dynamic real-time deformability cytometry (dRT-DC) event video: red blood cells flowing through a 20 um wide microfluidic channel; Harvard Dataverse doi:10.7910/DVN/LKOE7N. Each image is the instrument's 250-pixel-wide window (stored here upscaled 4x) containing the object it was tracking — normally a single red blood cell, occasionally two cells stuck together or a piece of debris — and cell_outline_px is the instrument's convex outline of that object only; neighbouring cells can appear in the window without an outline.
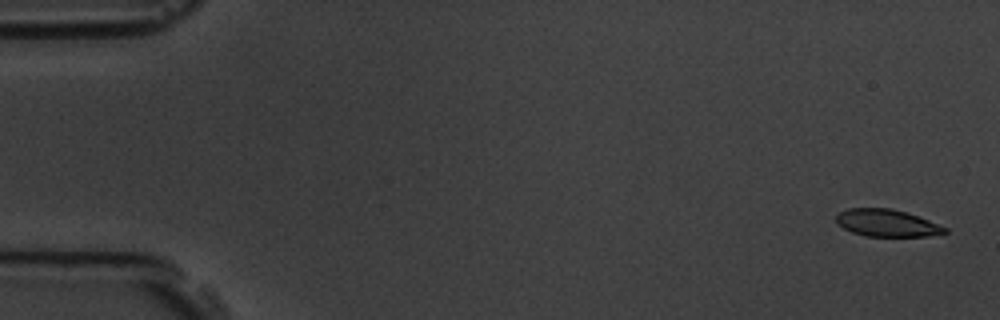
{"species": "common noctule bat (a hibernating species)", "species_latin": "Nyctalus noctula", "temperature_condition": "room temperature", "stored_images_in_passage": 5, "camera_frame_rate_fps": 3000, "um_per_image_px": 0.085, "animal": {"sex": "male", "body_mass_g": 19.5, "forearm_length_mm": 54.6}, "frame": {"image": 1, "passage_image": 1, "time_ms": 0.0, "image_size_px": [1000, 320], "cell_outline_px": [[948, 232], [928, 236], [864, 236], [852, 232], [836, 224], [836, 216], [840, 212], [848, 208], [892, 208], [928, 220], [948, 228]], "centroid_in_image_um": [75.36, 18.96], "position_along_channel_um": 9.6, "area_um2": 17.11}}
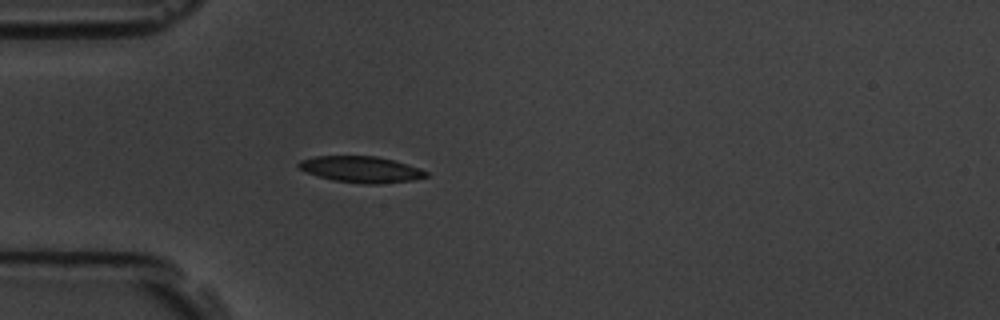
{"frame": {"image": 2, "passage_image": 5, "time_ms": 4.667, "image_size_px": [1000, 320], "cell_outline_px": [[428, 176], [412, 180], [380, 184], [364, 184], [332, 180], [304, 172], [296, 164], [300, 160], [316, 156], [376, 156], [392, 160], [420, 168], [428, 172]], "centroid_in_image_um": [30.66, 14.4], "position_along_channel_um": 54.3, "area_um2": 19.48}}